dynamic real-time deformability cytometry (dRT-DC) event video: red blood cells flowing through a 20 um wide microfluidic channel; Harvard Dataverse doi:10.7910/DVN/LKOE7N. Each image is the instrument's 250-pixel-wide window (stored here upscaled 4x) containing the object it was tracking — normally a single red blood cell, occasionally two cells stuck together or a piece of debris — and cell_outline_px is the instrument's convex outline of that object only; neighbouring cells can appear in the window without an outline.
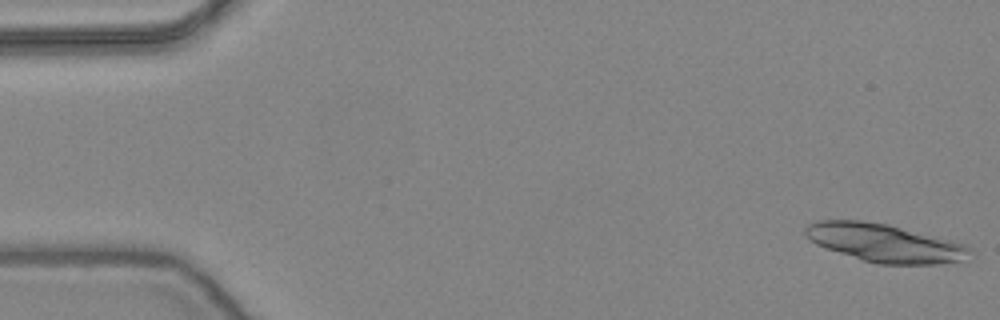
{"species": "common noctule bat (a hibernating species)", "species_latin": "Nyctalus noctula", "temperature_condition": "warm", "stored_images_in_passage": 11, "camera_frame_rate_fps": 3000, "um_per_image_px": 0.085, "animal": {"sex": "female", "body_mass_g": 24.6, "forearm_length_mm": 56.2}, "frame": {"image": 1, "passage_image": 1, "time_ms": 0.0, "image_size_px": [1000, 320], "cell_outline_px": [[972, 260], [940, 264], [876, 264], [816, 244], [808, 240], [804, 236], [804, 228], [808, 224], [816, 220], [860, 220], [888, 224], [952, 240], [964, 244], [972, 248]], "centroid_in_image_um": [75.26, 20.65], "position_along_channel_um": 9.7, "area_um2": 36.93}}